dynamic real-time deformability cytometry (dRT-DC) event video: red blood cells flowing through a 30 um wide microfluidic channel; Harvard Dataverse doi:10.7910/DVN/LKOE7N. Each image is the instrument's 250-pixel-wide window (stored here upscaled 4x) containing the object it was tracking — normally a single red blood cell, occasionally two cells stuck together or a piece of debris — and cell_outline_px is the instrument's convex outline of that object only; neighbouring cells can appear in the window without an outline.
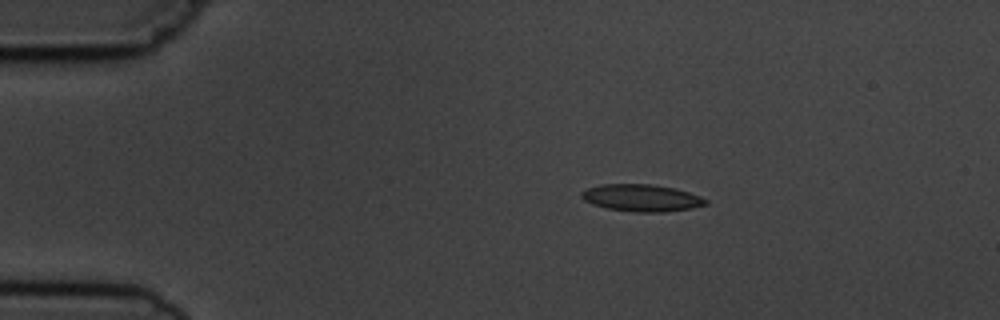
{"species": "common noctule bat (a hibernating species)", "species_latin": "Nyctalus noctula", "temperature_condition": "cold", "stored_images_in_passage": 8, "camera_frame_rate_fps": 3000, "um_per_image_px": 0.085, "animal": {"sex": "male", "body_mass_g": 19.5, "forearm_length_mm": 54.6}, "frame": {"image": 1, "passage_image": 2, "time_ms": 1.0, "image_size_px": [1000, 320], "cell_outline_px": [[708, 204], [692, 208], [664, 212], [632, 212], [608, 208], [592, 204], [584, 200], [580, 196], [580, 192], [588, 188], [600, 184], [652, 184], [676, 188], [700, 196], [708, 200]], "centroid_in_image_um": [54.54, 16.82], "position_along_channel_um": 30.5, "area_um2": 19.71}}
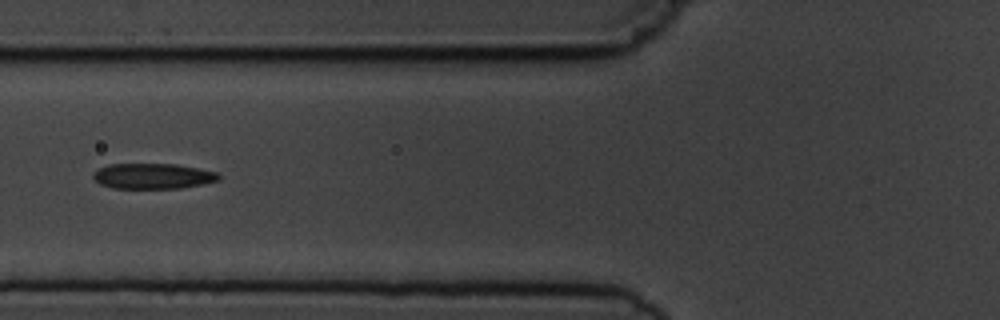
{"frame": {"image": 2, "passage_image": 5, "time_ms": 4.667, "image_size_px": [1000, 320], "cell_outline_px": [[220, 180], [180, 188], [112, 188], [100, 184], [92, 176], [92, 172], [108, 164], [176, 164], [200, 168], [220, 172]], "centroid_in_image_um": [13.01, 14.96], "position_along_channel_um": 112.8, "area_um2": 18.73}}
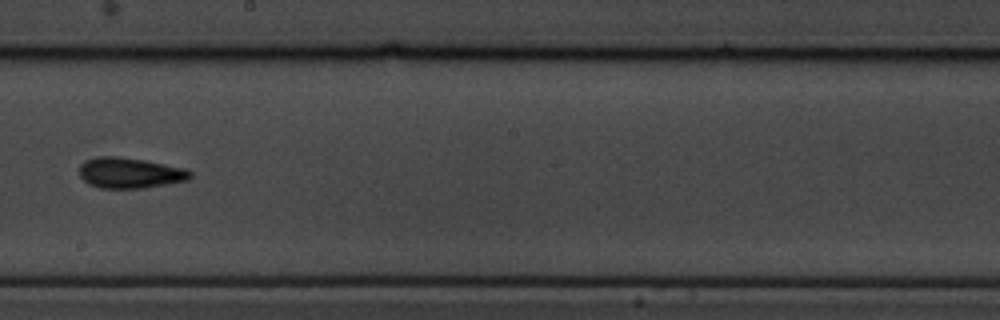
{"frame": {"image": 3, "passage_image": 8, "time_ms": 8.0, "image_size_px": [1000, 320], "cell_outline_px": [[192, 176], [188, 180], [140, 188], [100, 188], [88, 184], [80, 176], [80, 164], [84, 160], [96, 156], [116, 156], [144, 160], [184, 168], [192, 172]], "centroid_in_image_um": [11.0, 14.69], "position_along_channel_um": 237.2, "area_um2": 19.71}}